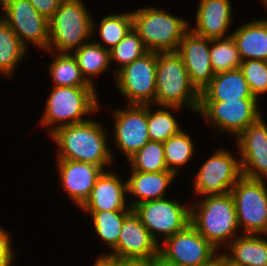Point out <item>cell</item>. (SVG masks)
I'll use <instances>...</instances> for the list:
<instances>
[{
  "label": "cell",
  "instance_id": "43",
  "mask_svg": "<svg viewBox=\"0 0 267 266\" xmlns=\"http://www.w3.org/2000/svg\"><path fill=\"white\" fill-rule=\"evenodd\" d=\"M13 262H0V266H14Z\"/></svg>",
  "mask_w": 267,
  "mask_h": 266
},
{
  "label": "cell",
  "instance_id": "31",
  "mask_svg": "<svg viewBox=\"0 0 267 266\" xmlns=\"http://www.w3.org/2000/svg\"><path fill=\"white\" fill-rule=\"evenodd\" d=\"M185 131H187L186 128L163 142L166 166L177 176L181 167H186L185 165L192 160L196 151L190 133Z\"/></svg>",
  "mask_w": 267,
  "mask_h": 266
},
{
  "label": "cell",
  "instance_id": "6",
  "mask_svg": "<svg viewBox=\"0 0 267 266\" xmlns=\"http://www.w3.org/2000/svg\"><path fill=\"white\" fill-rule=\"evenodd\" d=\"M132 17L133 28L150 52H176L192 23L154 5L133 10Z\"/></svg>",
  "mask_w": 267,
  "mask_h": 266
},
{
  "label": "cell",
  "instance_id": "20",
  "mask_svg": "<svg viewBox=\"0 0 267 266\" xmlns=\"http://www.w3.org/2000/svg\"><path fill=\"white\" fill-rule=\"evenodd\" d=\"M231 2V0H199L194 17L195 25L190 24V30L207 39L231 36L230 28L234 22Z\"/></svg>",
  "mask_w": 267,
  "mask_h": 266
},
{
  "label": "cell",
  "instance_id": "16",
  "mask_svg": "<svg viewBox=\"0 0 267 266\" xmlns=\"http://www.w3.org/2000/svg\"><path fill=\"white\" fill-rule=\"evenodd\" d=\"M60 188L71 202L80 208L89 198L97 178L104 171L92 163L55 159Z\"/></svg>",
  "mask_w": 267,
  "mask_h": 266
},
{
  "label": "cell",
  "instance_id": "29",
  "mask_svg": "<svg viewBox=\"0 0 267 266\" xmlns=\"http://www.w3.org/2000/svg\"><path fill=\"white\" fill-rule=\"evenodd\" d=\"M27 54L28 50L22 45L18 36L0 17V75L12 78Z\"/></svg>",
  "mask_w": 267,
  "mask_h": 266
},
{
  "label": "cell",
  "instance_id": "41",
  "mask_svg": "<svg viewBox=\"0 0 267 266\" xmlns=\"http://www.w3.org/2000/svg\"><path fill=\"white\" fill-rule=\"evenodd\" d=\"M203 266H223V252H218L217 256L214 257L209 263Z\"/></svg>",
  "mask_w": 267,
  "mask_h": 266
},
{
  "label": "cell",
  "instance_id": "21",
  "mask_svg": "<svg viewBox=\"0 0 267 266\" xmlns=\"http://www.w3.org/2000/svg\"><path fill=\"white\" fill-rule=\"evenodd\" d=\"M129 173L126 180L128 202L132 209L142 202L168 197V188L177 178V175L170 170L162 172L130 171Z\"/></svg>",
  "mask_w": 267,
  "mask_h": 266
},
{
  "label": "cell",
  "instance_id": "37",
  "mask_svg": "<svg viewBox=\"0 0 267 266\" xmlns=\"http://www.w3.org/2000/svg\"><path fill=\"white\" fill-rule=\"evenodd\" d=\"M39 14L49 20L58 9L62 0H28Z\"/></svg>",
  "mask_w": 267,
  "mask_h": 266
},
{
  "label": "cell",
  "instance_id": "23",
  "mask_svg": "<svg viewBox=\"0 0 267 266\" xmlns=\"http://www.w3.org/2000/svg\"><path fill=\"white\" fill-rule=\"evenodd\" d=\"M238 98H256L239 68L215 74L210 84L200 93V101H226Z\"/></svg>",
  "mask_w": 267,
  "mask_h": 266
},
{
  "label": "cell",
  "instance_id": "34",
  "mask_svg": "<svg viewBox=\"0 0 267 266\" xmlns=\"http://www.w3.org/2000/svg\"><path fill=\"white\" fill-rule=\"evenodd\" d=\"M149 51L145 47L138 32L132 27L125 37L112 49H110L111 65L116 63V68H113V76L118 70L134 60L141 58Z\"/></svg>",
  "mask_w": 267,
  "mask_h": 266
},
{
  "label": "cell",
  "instance_id": "38",
  "mask_svg": "<svg viewBox=\"0 0 267 266\" xmlns=\"http://www.w3.org/2000/svg\"><path fill=\"white\" fill-rule=\"evenodd\" d=\"M115 266H147V260L115 256Z\"/></svg>",
  "mask_w": 267,
  "mask_h": 266
},
{
  "label": "cell",
  "instance_id": "12",
  "mask_svg": "<svg viewBox=\"0 0 267 266\" xmlns=\"http://www.w3.org/2000/svg\"><path fill=\"white\" fill-rule=\"evenodd\" d=\"M0 9V12L3 11L0 17L15 32L28 51L32 45L37 50L42 49L47 52L49 47L48 20L39 14L28 0H3Z\"/></svg>",
  "mask_w": 267,
  "mask_h": 266
},
{
  "label": "cell",
  "instance_id": "5",
  "mask_svg": "<svg viewBox=\"0 0 267 266\" xmlns=\"http://www.w3.org/2000/svg\"><path fill=\"white\" fill-rule=\"evenodd\" d=\"M84 0H62L48 20L49 51L72 53L93 38V15Z\"/></svg>",
  "mask_w": 267,
  "mask_h": 266
},
{
  "label": "cell",
  "instance_id": "27",
  "mask_svg": "<svg viewBox=\"0 0 267 266\" xmlns=\"http://www.w3.org/2000/svg\"><path fill=\"white\" fill-rule=\"evenodd\" d=\"M96 25L95 18H93V38L95 37L94 34H96L98 35L97 38L100 39V41H94L105 49L110 50L116 46L133 27L132 10L124 13L120 12V14L109 13L100 20L99 26Z\"/></svg>",
  "mask_w": 267,
  "mask_h": 266
},
{
  "label": "cell",
  "instance_id": "40",
  "mask_svg": "<svg viewBox=\"0 0 267 266\" xmlns=\"http://www.w3.org/2000/svg\"><path fill=\"white\" fill-rule=\"evenodd\" d=\"M147 266H176L172 262L165 260L160 254L147 259Z\"/></svg>",
  "mask_w": 267,
  "mask_h": 266
},
{
  "label": "cell",
  "instance_id": "17",
  "mask_svg": "<svg viewBox=\"0 0 267 266\" xmlns=\"http://www.w3.org/2000/svg\"><path fill=\"white\" fill-rule=\"evenodd\" d=\"M121 258L147 260L159 254V245L139 216L132 210L123 221L117 246L111 252H99Z\"/></svg>",
  "mask_w": 267,
  "mask_h": 266
},
{
  "label": "cell",
  "instance_id": "26",
  "mask_svg": "<svg viewBox=\"0 0 267 266\" xmlns=\"http://www.w3.org/2000/svg\"><path fill=\"white\" fill-rule=\"evenodd\" d=\"M53 56L48 64L52 86L93 87L82 76L72 53H59L47 50Z\"/></svg>",
  "mask_w": 267,
  "mask_h": 266
},
{
  "label": "cell",
  "instance_id": "35",
  "mask_svg": "<svg viewBox=\"0 0 267 266\" xmlns=\"http://www.w3.org/2000/svg\"><path fill=\"white\" fill-rule=\"evenodd\" d=\"M239 69L242 71L253 96L260 100V96L267 93V61H242Z\"/></svg>",
  "mask_w": 267,
  "mask_h": 266
},
{
  "label": "cell",
  "instance_id": "2",
  "mask_svg": "<svg viewBox=\"0 0 267 266\" xmlns=\"http://www.w3.org/2000/svg\"><path fill=\"white\" fill-rule=\"evenodd\" d=\"M192 200L190 224L219 252L241 234L235 203L230 192Z\"/></svg>",
  "mask_w": 267,
  "mask_h": 266
},
{
  "label": "cell",
  "instance_id": "13",
  "mask_svg": "<svg viewBox=\"0 0 267 266\" xmlns=\"http://www.w3.org/2000/svg\"><path fill=\"white\" fill-rule=\"evenodd\" d=\"M218 252L191 224L159 245V254L176 266H203Z\"/></svg>",
  "mask_w": 267,
  "mask_h": 266
},
{
  "label": "cell",
  "instance_id": "44",
  "mask_svg": "<svg viewBox=\"0 0 267 266\" xmlns=\"http://www.w3.org/2000/svg\"><path fill=\"white\" fill-rule=\"evenodd\" d=\"M267 10V0L262 4Z\"/></svg>",
  "mask_w": 267,
  "mask_h": 266
},
{
  "label": "cell",
  "instance_id": "15",
  "mask_svg": "<svg viewBox=\"0 0 267 266\" xmlns=\"http://www.w3.org/2000/svg\"><path fill=\"white\" fill-rule=\"evenodd\" d=\"M239 152L242 176L267 180V123L264 115L234 139Z\"/></svg>",
  "mask_w": 267,
  "mask_h": 266
},
{
  "label": "cell",
  "instance_id": "36",
  "mask_svg": "<svg viewBox=\"0 0 267 266\" xmlns=\"http://www.w3.org/2000/svg\"><path fill=\"white\" fill-rule=\"evenodd\" d=\"M12 235L11 233L0 226V262H14L15 251L12 247Z\"/></svg>",
  "mask_w": 267,
  "mask_h": 266
},
{
  "label": "cell",
  "instance_id": "8",
  "mask_svg": "<svg viewBox=\"0 0 267 266\" xmlns=\"http://www.w3.org/2000/svg\"><path fill=\"white\" fill-rule=\"evenodd\" d=\"M218 148L202 165L193 178V197L221 195L229 193L236 182L242 177L238 149ZM235 154V155H234Z\"/></svg>",
  "mask_w": 267,
  "mask_h": 266
},
{
  "label": "cell",
  "instance_id": "32",
  "mask_svg": "<svg viewBox=\"0 0 267 266\" xmlns=\"http://www.w3.org/2000/svg\"><path fill=\"white\" fill-rule=\"evenodd\" d=\"M210 60L214 74L240 67L242 60L232 36L210 39Z\"/></svg>",
  "mask_w": 267,
  "mask_h": 266
},
{
  "label": "cell",
  "instance_id": "22",
  "mask_svg": "<svg viewBox=\"0 0 267 266\" xmlns=\"http://www.w3.org/2000/svg\"><path fill=\"white\" fill-rule=\"evenodd\" d=\"M242 61H267V18L243 23L231 34Z\"/></svg>",
  "mask_w": 267,
  "mask_h": 266
},
{
  "label": "cell",
  "instance_id": "30",
  "mask_svg": "<svg viewBox=\"0 0 267 266\" xmlns=\"http://www.w3.org/2000/svg\"><path fill=\"white\" fill-rule=\"evenodd\" d=\"M131 211L85 212L91 218L94 233L111 252L118 244L124 218Z\"/></svg>",
  "mask_w": 267,
  "mask_h": 266
},
{
  "label": "cell",
  "instance_id": "11",
  "mask_svg": "<svg viewBox=\"0 0 267 266\" xmlns=\"http://www.w3.org/2000/svg\"><path fill=\"white\" fill-rule=\"evenodd\" d=\"M157 52H148L115 74L116 89L127 105H155Z\"/></svg>",
  "mask_w": 267,
  "mask_h": 266
},
{
  "label": "cell",
  "instance_id": "10",
  "mask_svg": "<svg viewBox=\"0 0 267 266\" xmlns=\"http://www.w3.org/2000/svg\"><path fill=\"white\" fill-rule=\"evenodd\" d=\"M230 193L241 234H267V180L242 176Z\"/></svg>",
  "mask_w": 267,
  "mask_h": 266
},
{
  "label": "cell",
  "instance_id": "42",
  "mask_svg": "<svg viewBox=\"0 0 267 266\" xmlns=\"http://www.w3.org/2000/svg\"><path fill=\"white\" fill-rule=\"evenodd\" d=\"M223 266H241L239 264L234 263L223 253Z\"/></svg>",
  "mask_w": 267,
  "mask_h": 266
},
{
  "label": "cell",
  "instance_id": "24",
  "mask_svg": "<svg viewBox=\"0 0 267 266\" xmlns=\"http://www.w3.org/2000/svg\"><path fill=\"white\" fill-rule=\"evenodd\" d=\"M221 251L241 266H264L267 264V234H240Z\"/></svg>",
  "mask_w": 267,
  "mask_h": 266
},
{
  "label": "cell",
  "instance_id": "1",
  "mask_svg": "<svg viewBox=\"0 0 267 266\" xmlns=\"http://www.w3.org/2000/svg\"><path fill=\"white\" fill-rule=\"evenodd\" d=\"M48 137L57 146L56 159L92 163L104 171L115 162L108 143V130L93 117L82 123L61 126Z\"/></svg>",
  "mask_w": 267,
  "mask_h": 266
},
{
  "label": "cell",
  "instance_id": "33",
  "mask_svg": "<svg viewBox=\"0 0 267 266\" xmlns=\"http://www.w3.org/2000/svg\"><path fill=\"white\" fill-rule=\"evenodd\" d=\"M126 161L130 164V171H168L164 155V145L163 142L159 141H148Z\"/></svg>",
  "mask_w": 267,
  "mask_h": 266
},
{
  "label": "cell",
  "instance_id": "7",
  "mask_svg": "<svg viewBox=\"0 0 267 266\" xmlns=\"http://www.w3.org/2000/svg\"><path fill=\"white\" fill-rule=\"evenodd\" d=\"M257 98H238L226 101H200L197 115L219 134L237 138L261 115ZM222 132V133H221Z\"/></svg>",
  "mask_w": 267,
  "mask_h": 266
},
{
  "label": "cell",
  "instance_id": "18",
  "mask_svg": "<svg viewBox=\"0 0 267 266\" xmlns=\"http://www.w3.org/2000/svg\"><path fill=\"white\" fill-rule=\"evenodd\" d=\"M128 201L127 180L116 171L105 170L97 178L89 198L80 207L84 212L132 211Z\"/></svg>",
  "mask_w": 267,
  "mask_h": 266
},
{
  "label": "cell",
  "instance_id": "19",
  "mask_svg": "<svg viewBox=\"0 0 267 266\" xmlns=\"http://www.w3.org/2000/svg\"><path fill=\"white\" fill-rule=\"evenodd\" d=\"M176 52L183 60L192 85L201 93L215 75L210 60V39L189 30L183 36Z\"/></svg>",
  "mask_w": 267,
  "mask_h": 266
},
{
  "label": "cell",
  "instance_id": "4",
  "mask_svg": "<svg viewBox=\"0 0 267 266\" xmlns=\"http://www.w3.org/2000/svg\"><path fill=\"white\" fill-rule=\"evenodd\" d=\"M155 106H175L199 111L200 93L192 85L188 71L177 52H157Z\"/></svg>",
  "mask_w": 267,
  "mask_h": 266
},
{
  "label": "cell",
  "instance_id": "39",
  "mask_svg": "<svg viewBox=\"0 0 267 266\" xmlns=\"http://www.w3.org/2000/svg\"><path fill=\"white\" fill-rule=\"evenodd\" d=\"M93 266H115V256L98 255L94 260Z\"/></svg>",
  "mask_w": 267,
  "mask_h": 266
},
{
  "label": "cell",
  "instance_id": "3",
  "mask_svg": "<svg viewBox=\"0 0 267 266\" xmlns=\"http://www.w3.org/2000/svg\"><path fill=\"white\" fill-rule=\"evenodd\" d=\"M97 92L96 87L52 86L40 126L48 129L49 136L61 126L82 123L96 116L102 108Z\"/></svg>",
  "mask_w": 267,
  "mask_h": 266
},
{
  "label": "cell",
  "instance_id": "9",
  "mask_svg": "<svg viewBox=\"0 0 267 266\" xmlns=\"http://www.w3.org/2000/svg\"><path fill=\"white\" fill-rule=\"evenodd\" d=\"M190 206V202L184 204L168 196L142 202L133 210L160 245L165 239L184 230L190 224Z\"/></svg>",
  "mask_w": 267,
  "mask_h": 266
},
{
  "label": "cell",
  "instance_id": "14",
  "mask_svg": "<svg viewBox=\"0 0 267 266\" xmlns=\"http://www.w3.org/2000/svg\"><path fill=\"white\" fill-rule=\"evenodd\" d=\"M117 106L112 110V143L126 159L140 150L148 141L147 105ZM118 148V149H117Z\"/></svg>",
  "mask_w": 267,
  "mask_h": 266
},
{
  "label": "cell",
  "instance_id": "25",
  "mask_svg": "<svg viewBox=\"0 0 267 266\" xmlns=\"http://www.w3.org/2000/svg\"><path fill=\"white\" fill-rule=\"evenodd\" d=\"M72 54L78 63L82 76L93 87H96V78L105 75L113 67L110 61V50L93 40L85 43Z\"/></svg>",
  "mask_w": 267,
  "mask_h": 266
},
{
  "label": "cell",
  "instance_id": "28",
  "mask_svg": "<svg viewBox=\"0 0 267 266\" xmlns=\"http://www.w3.org/2000/svg\"><path fill=\"white\" fill-rule=\"evenodd\" d=\"M147 105L148 135L151 141L165 142L171 136L177 135L181 130V123L178 122L176 113L183 111V108L175 106ZM175 113V114H174Z\"/></svg>",
  "mask_w": 267,
  "mask_h": 266
}]
</instances>
